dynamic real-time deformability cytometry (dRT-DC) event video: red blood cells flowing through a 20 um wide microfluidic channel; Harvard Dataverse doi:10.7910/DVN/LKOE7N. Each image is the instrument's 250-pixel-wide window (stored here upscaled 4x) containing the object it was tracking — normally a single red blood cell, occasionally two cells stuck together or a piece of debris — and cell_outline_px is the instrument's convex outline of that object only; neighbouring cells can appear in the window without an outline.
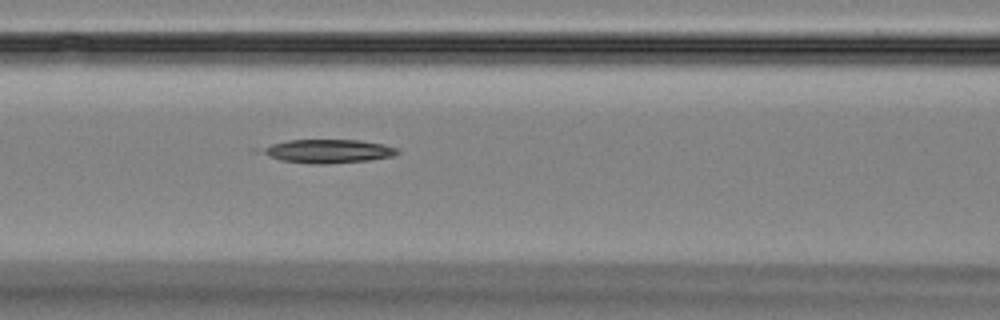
{"species": "Egyptian fruit bat (a non-hibernating species)", "species_latin": "Rousettus aegyptiacus", "temperature_condition": "room temperature", "stored_images_in_passage": 48, "camera_frame_rate_fps": 3000, "um_per_image_px": 0.085, "animal": {"sex": "female"}, "frame": {"image": 1, "passage_image": 20, "time_ms": 6.333, "image_size_px": [1000, 320], "cell_outline_px": [[400, 152], [392, 156], [368, 160], [324, 164], [316, 164], [280, 160], [252, 152], [252, 148], [288, 140], [360, 140], [384, 144], [396, 148]], "centroid_in_image_um": [27.69, 12.84], "position_along_channel_um": 138.9, "area_um2": 19.07}}
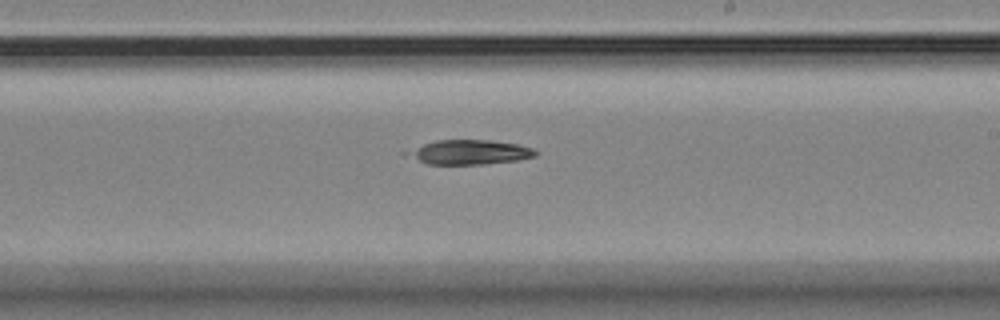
{"frame": {"image": 2, "passage_image": 29, "time_ms": 9.333, "image_size_px": [1000, 320], "cell_outline_px": [[540, 152], [536, 156], [516, 160], [484, 164], [428, 164], [400, 152], [436, 140], [492, 140], [516, 144], [532, 148]], "centroid_in_image_um": [39.9, 12.93], "position_along_channel_um": 249.1, "area_um2": 18.26}}
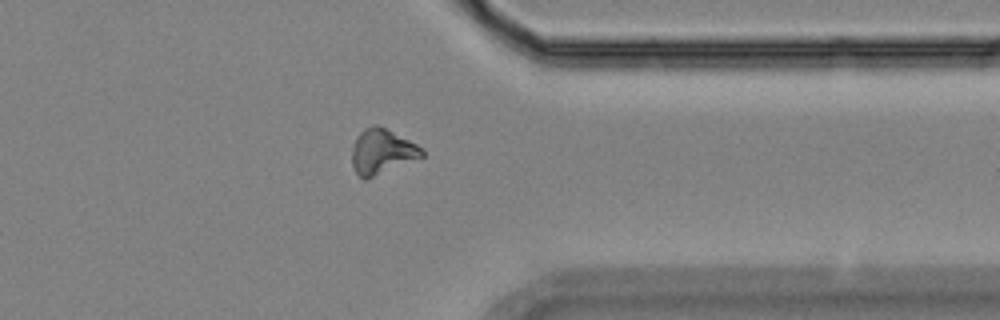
{"frame": {"image": 3, "passage_image": 40, "time_ms": 13.0, "image_size_px": [1000, 320], "cell_outline_px": [[424, 156], [368, 180], [364, 180], [356, 172], [352, 164], [352, 148], [356, 136], [364, 128], [372, 124], [376, 124], [416, 144], [424, 152]], "centroid_in_image_um": [32.43, 12.91], "position_along_channel_um": 379.0, "area_um2": 18.32}}